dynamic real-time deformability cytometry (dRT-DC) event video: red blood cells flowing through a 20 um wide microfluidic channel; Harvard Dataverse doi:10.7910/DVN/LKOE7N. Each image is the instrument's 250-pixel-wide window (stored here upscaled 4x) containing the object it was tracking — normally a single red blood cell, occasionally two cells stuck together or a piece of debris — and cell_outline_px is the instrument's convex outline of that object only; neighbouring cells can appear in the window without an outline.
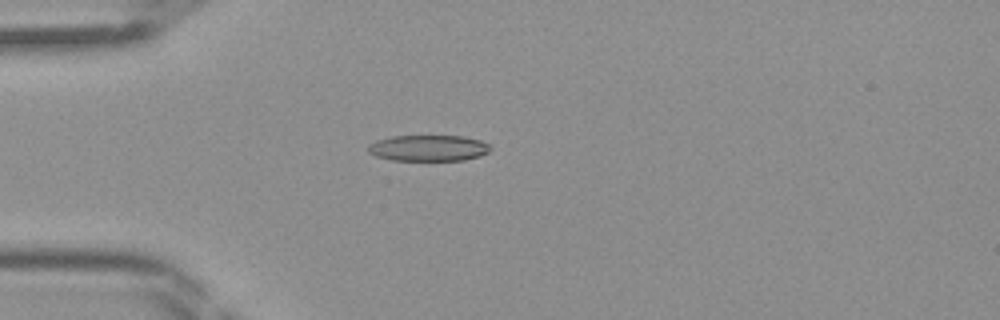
{"species": "Egyptian fruit bat (a non-hibernating species)", "species_latin": "Rousettus aegyptiacus", "temperature_condition": "room temperature", "stored_images_in_passage": 38, "camera_frame_rate_fps": 3000, "um_per_image_px": 0.085, "frame": {"image": 1, "passage_image": 6, "time_ms": 1.667, "image_size_px": [1000, 320], "cell_outline_px": [[492, 148], [488, 152], [480, 156], [464, 160], [392, 160], [376, 156], [368, 152], [368, 144], [376, 140], [392, 136], [464, 136], [480, 140], [488, 144]], "centroid_in_image_um": [36.41, 12.58], "position_along_channel_um": 48.6, "area_um2": 18.61}}
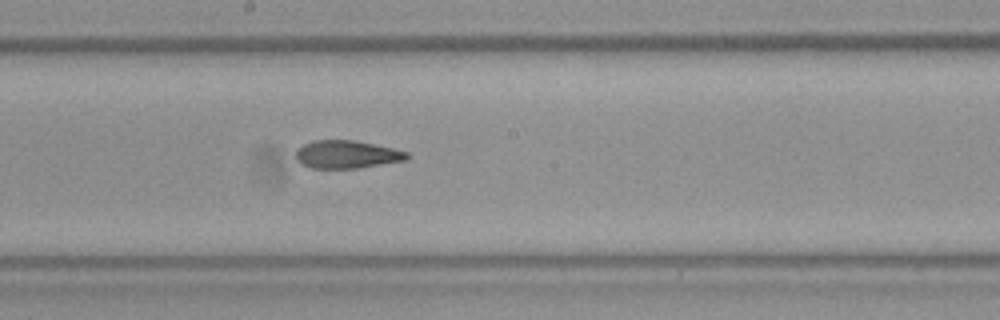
{"frame": {"image": 2, "passage_image": 18, "time_ms": 5.667, "image_size_px": [1000, 320], "cell_outline_px": [[412, 156], [408, 160], [356, 168], [312, 168], [300, 164], [296, 160], [296, 148], [312, 140], [352, 140], [392, 148], [408, 152]], "centroid_in_image_um": [29.46, 13.13], "position_along_channel_um": 218.7, "area_um2": 18.15}}
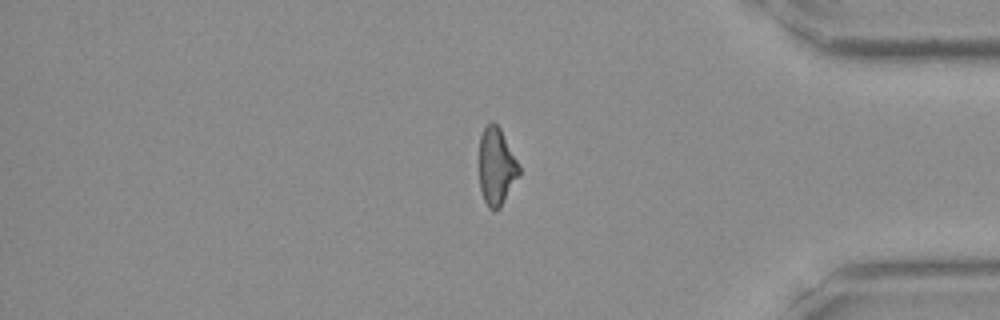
{"frame": {"image": 3, "passage_image": 31, "time_ms": 10.0, "image_size_px": [1000, 320], "cell_outline_px": [[520, 176], [500, 208], [496, 212], [492, 212], [488, 208], [484, 200], [480, 188], [480, 136], [484, 128], [492, 120], [500, 128], [520, 168]], "centroid_in_image_um": [42.2, 14.21], "position_along_channel_um": 393.0, "area_um2": 17.98}}